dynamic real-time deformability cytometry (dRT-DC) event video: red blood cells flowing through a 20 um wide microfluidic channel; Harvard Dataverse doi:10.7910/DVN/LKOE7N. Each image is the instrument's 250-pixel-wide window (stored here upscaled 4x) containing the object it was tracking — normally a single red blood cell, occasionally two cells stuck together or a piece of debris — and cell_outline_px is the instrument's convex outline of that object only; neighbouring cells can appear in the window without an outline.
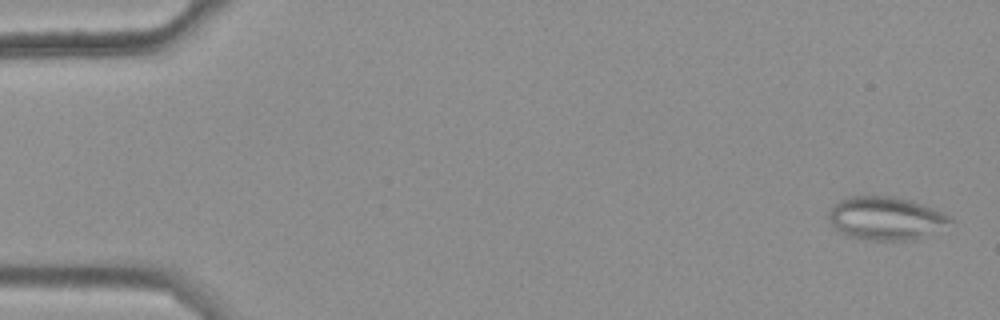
{"species": "common noctule bat (a hibernating species)", "species_latin": "Nyctalus noctula", "temperature_condition": "warm", "stored_images_in_passage": 48, "camera_frame_rate_fps": 3000, "um_per_image_px": 0.085, "animal": {"sex": "female", "body_mass_g": 25.1}, "frame": {"image": 1, "passage_image": 2, "time_ms": 0.333, "image_size_px": [1000, 320], "cell_outline_px": [[956, 220], [908, 240], [876, 240], [852, 236], [840, 232], [832, 224], [828, 216], [828, 212], [840, 200], [848, 196], [888, 196], [912, 200], [944, 212], [952, 216]], "centroid_in_image_um": [75.27, 18.51], "position_along_channel_um": 9.7, "area_um2": 29.77}}
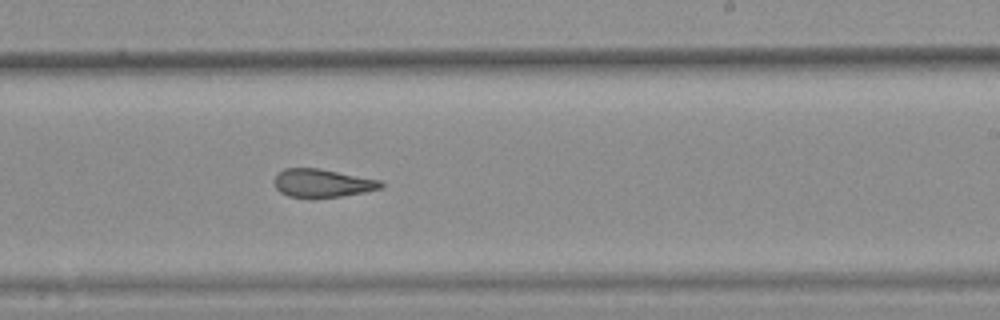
{"frame": {"image": 2, "passage_image": 34, "time_ms": 11.0, "image_size_px": [1000, 320], "cell_outline_px": [[384, 184], [380, 188], [364, 192], [340, 196], [288, 196], [280, 192], [276, 188], [272, 180], [276, 172], [284, 168], [320, 168], [380, 180]], "centroid_in_image_um": [27.34, 15.53], "position_along_channel_um": 261.7, "area_um2": 17.34}}
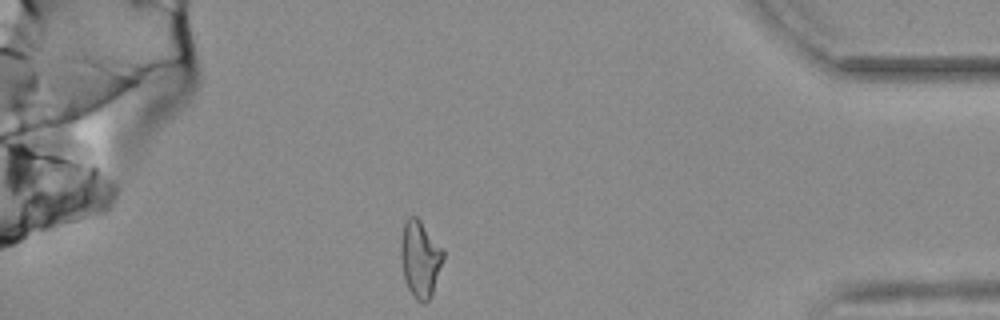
{"frame": {"image": 3, "passage_image": 48, "time_ms": 15.667, "image_size_px": [1000, 320], "cell_outline_px": [[444, 256], [432, 296], [424, 304], [416, 300], [412, 296], [404, 280], [400, 252], [400, 244], [404, 224], [408, 216], [416, 216], [420, 220], [444, 248]], "centroid_in_image_um": [35.72, 22.01], "position_along_channel_um": 399.5, "area_um2": 19.19}, "authors_computed_cell_mechanics": {"area_um2": 19.2185, "velocity_mm_per_s": 3.6913, "shape_relaxation_time_tau1_ms": null, "shape_relaxation_time_tau2_ms": 3.0109, "deformation_change_tau1": null, "deformation_change_tau2": 0.1195}}